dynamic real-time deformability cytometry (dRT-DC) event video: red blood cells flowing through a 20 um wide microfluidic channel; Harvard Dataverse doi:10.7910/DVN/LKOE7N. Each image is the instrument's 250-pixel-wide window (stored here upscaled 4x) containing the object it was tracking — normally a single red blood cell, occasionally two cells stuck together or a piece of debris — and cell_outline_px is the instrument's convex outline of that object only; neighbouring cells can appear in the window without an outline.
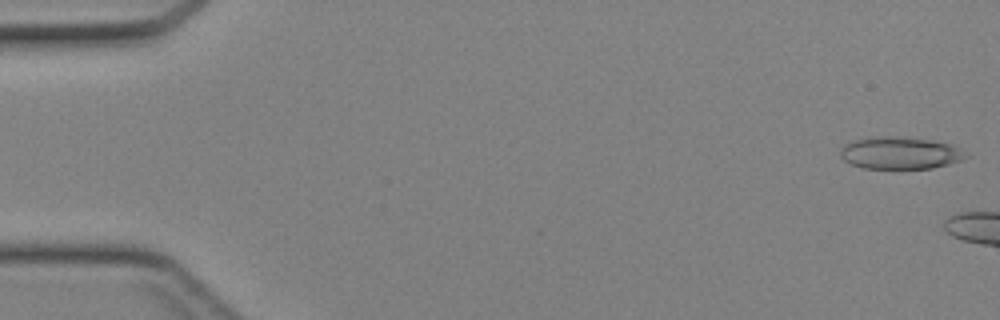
{"species": "Egyptian fruit bat (a non-hibernating species)", "species_latin": "Rousettus aegyptiacus", "temperature_condition": "cold", "stored_images_in_passage": 5, "camera_frame_rate_fps": 3000, "um_per_image_px": 0.085, "animal": {"sex": "female"}, "frame": {"image": 1, "passage_image": 1, "time_ms": 0.0, "image_size_px": [1000, 320], "cell_outline_px": [[972, 156], [948, 164], [932, 168], [864, 168], [852, 164], [844, 160], [840, 156], [840, 148], [844, 144], [852, 140], [868, 136], [904, 136], [928, 140], [948, 144], [960, 148], [968, 152]], "centroid_in_image_um": [76.49, 12.98], "position_along_channel_um": 8.5, "area_um2": 23.81}}